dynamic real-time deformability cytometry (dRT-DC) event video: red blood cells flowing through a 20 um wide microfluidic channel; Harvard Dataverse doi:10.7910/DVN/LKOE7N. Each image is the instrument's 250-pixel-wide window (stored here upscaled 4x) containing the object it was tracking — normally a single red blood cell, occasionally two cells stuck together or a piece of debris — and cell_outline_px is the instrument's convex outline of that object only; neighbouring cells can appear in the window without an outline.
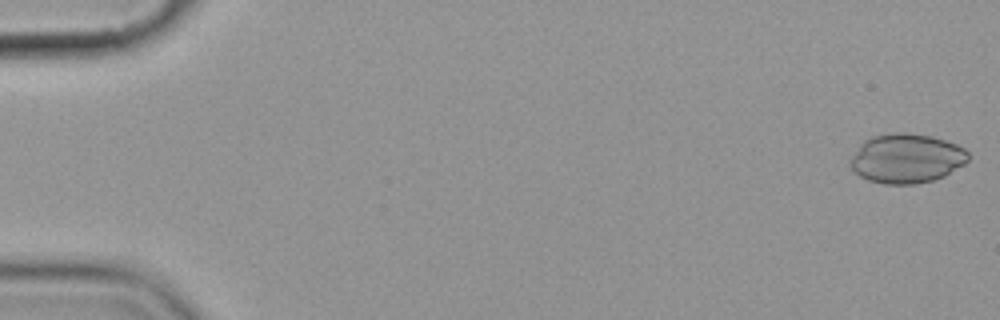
{"species": "common noctule bat (a hibernating species)", "species_latin": "Nyctalus noctula", "temperature_condition": "cold", "stored_images_in_passage": 7, "camera_frame_rate_fps": 3000, "um_per_image_px": 0.085, "animal": {"sex": "female", "body_mass_g": 19.9}, "frame": {"image": 1, "passage_image": 1, "time_ms": 0.0, "image_size_px": [1000, 320], "cell_outline_px": [[968, 160], [964, 164], [944, 176], [932, 180], [916, 184], [884, 184], [868, 180], [860, 176], [852, 168], [852, 156], [860, 144], [864, 140], [872, 136], [896, 132], [904, 132], [932, 136], [956, 144], [964, 148], [968, 152]], "centroid_in_image_um": [77.07, 13.46], "position_along_channel_um": 7.9, "area_um2": 33.76}}